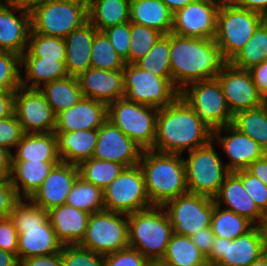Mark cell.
Returning a JSON list of instances; mask_svg holds the SVG:
<instances>
[{
  "mask_svg": "<svg viewBox=\"0 0 267 266\" xmlns=\"http://www.w3.org/2000/svg\"><path fill=\"white\" fill-rule=\"evenodd\" d=\"M97 31L96 27L88 20L64 38L66 45L65 63L70 76L78 77L91 68V50Z\"/></svg>",
  "mask_w": 267,
  "mask_h": 266,
  "instance_id": "484cf974",
  "label": "cell"
},
{
  "mask_svg": "<svg viewBox=\"0 0 267 266\" xmlns=\"http://www.w3.org/2000/svg\"><path fill=\"white\" fill-rule=\"evenodd\" d=\"M169 10L174 14L176 11L187 6L194 0H162Z\"/></svg>",
  "mask_w": 267,
  "mask_h": 266,
  "instance_id": "e7e4bbea",
  "label": "cell"
},
{
  "mask_svg": "<svg viewBox=\"0 0 267 266\" xmlns=\"http://www.w3.org/2000/svg\"><path fill=\"white\" fill-rule=\"evenodd\" d=\"M213 143L211 140L207 145L187 152L188 158H183L188 192L211 199L217 196L229 173Z\"/></svg>",
  "mask_w": 267,
  "mask_h": 266,
  "instance_id": "ba28073f",
  "label": "cell"
},
{
  "mask_svg": "<svg viewBox=\"0 0 267 266\" xmlns=\"http://www.w3.org/2000/svg\"><path fill=\"white\" fill-rule=\"evenodd\" d=\"M226 135H223L222 133ZM212 140L219 143L229 156L230 162L225 166L229 172L247 169L254 161L266 153L253 139L236 129L232 124L212 131Z\"/></svg>",
  "mask_w": 267,
  "mask_h": 266,
  "instance_id": "ffe728a7",
  "label": "cell"
},
{
  "mask_svg": "<svg viewBox=\"0 0 267 266\" xmlns=\"http://www.w3.org/2000/svg\"><path fill=\"white\" fill-rule=\"evenodd\" d=\"M77 80L85 98L103 102L107 106L125 96L123 70L89 68Z\"/></svg>",
  "mask_w": 267,
  "mask_h": 266,
  "instance_id": "7402d4cb",
  "label": "cell"
},
{
  "mask_svg": "<svg viewBox=\"0 0 267 266\" xmlns=\"http://www.w3.org/2000/svg\"><path fill=\"white\" fill-rule=\"evenodd\" d=\"M215 204L245 217L254 226H265L267 217L258 209L253 199L245 191L241 178L235 172H229L219 193L214 198Z\"/></svg>",
  "mask_w": 267,
  "mask_h": 266,
  "instance_id": "cb8c5ba5",
  "label": "cell"
},
{
  "mask_svg": "<svg viewBox=\"0 0 267 266\" xmlns=\"http://www.w3.org/2000/svg\"><path fill=\"white\" fill-rule=\"evenodd\" d=\"M20 57H39L44 60L65 61L64 38L30 32L27 50Z\"/></svg>",
  "mask_w": 267,
  "mask_h": 266,
  "instance_id": "b9f144b4",
  "label": "cell"
},
{
  "mask_svg": "<svg viewBox=\"0 0 267 266\" xmlns=\"http://www.w3.org/2000/svg\"><path fill=\"white\" fill-rule=\"evenodd\" d=\"M253 226L245 217L216 205L213 199L211 229L215 237L233 240L245 234Z\"/></svg>",
  "mask_w": 267,
  "mask_h": 266,
  "instance_id": "74e56055",
  "label": "cell"
},
{
  "mask_svg": "<svg viewBox=\"0 0 267 266\" xmlns=\"http://www.w3.org/2000/svg\"><path fill=\"white\" fill-rule=\"evenodd\" d=\"M264 61H267V18L229 63L236 68L249 70Z\"/></svg>",
  "mask_w": 267,
  "mask_h": 266,
  "instance_id": "8d00e7d4",
  "label": "cell"
},
{
  "mask_svg": "<svg viewBox=\"0 0 267 266\" xmlns=\"http://www.w3.org/2000/svg\"><path fill=\"white\" fill-rule=\"evenodd\" d=\"M10 218L19 234L17 248L19 262L33 256L61 252L63 245L56 237L48 213L30 199H21L15 205Z\"/></svg>",
  "mask_w": 267,
  "mask_h": 266,
  "instance_id": "277c9868",
  "label": "cell"
},
{
  "mask_svg": "<svg viewBox=\"0 0 267 266\" xmlns=\"http://www.w3.org/2000/svg\"><path fill=\"white\" fill-rule=\"evenodd\" d=\"M123 80L126 99L157 109L170 105L180 95L172 79L155 76L135 64L124 66Z\"/></svg>",
  "mask_w": 267,
  "mask_h": 266,
  "instance_id": "7c38bea8",
  "label": "cell"
},
{
  "mask_svg": "<svg viewBox=\"0 0 267 266\" xmlns=\"http://www.w3.org/2000/svg\"><path fill=\"white\" fill-rule=\"evenodd\" d=\"M15 92H0V120L14 113Z\"/></svg>",
  "mask_w": 267,
  "mask_h": 266,
  "instance_id": "680465c9",
  "label": "cell"
},
{
  "mask_svg": "<svg viewBox=\"0 0 267 266\" xmlns=\"http://www.w3.org/2000/svg\"><path fill=\"white\" fill-rule=\"evenodd\" d=\"M266 252L267 230L255 225L233 240L215 237L206 259L216 266H248Z\"/></svg>",
  "mask_w": 267,
  "mask_h": 266,
  "instance_id": "8fae6325",
  "label": "cell"
},
{
  "mask_svg": "<svg viewBox=\"0 0 267 266\" xmlns=\"http://www.w3.org/2000/svg\"><path fill=\"white\" fill-rule=\"evenodd\" d=\"M24 132L15 113L0 120V146L6 147L12 152L16 147Z\"/></svg>",
  "mask_w": 267,
  "mask_h": 266,
  "instance_id": "f907efd6",
  "label": "cell"
},
{
  "mask_svg": "<svg viewBox=\"0 0 267 266\" xmlns=\"http://www.w3.org/2000/svg\"><path fill=\"white\" fill-rule=\"evenodd\" d=\"M172 234V225L162 206L128 215L129 247L140 251L150 262L162 259Z\"/></svg>",
  "mask_w": 267,
  "mask_h": 266,
  "instance_id": "5b68a950",
  "label": "cell"
},
{
  "mask_svg": "<svg viewBox=\"0 0 267 266\" xmlns=\"http://www.w3.org/2000/svg\"><path fill=\"white\" fill-rule=\"evenodd\" d=\"M214 1H216V2H218V3H220V4H222V3L228 2L229 0H214Z\"/></svg>",
  "mask_w": 267,
  "mask_h": 266,
  "instance_id": "a7ac6f4b",
  "label": "cell"
},
{
  "mask_svg": "<svg viewBox=\"0 0 267 266\" xmlns=\"http://www.w3.org/2000/svg\"><path fill=\"white\" fill-rule=\"evenodd\" d=\"M0 266H20V262L16 254L0 249Z\"/></svg>",
  "mask_w": 267,
  "mask_h": 266,
  "instance_id": "be15d7a7",
  "label": "cell"
},
{
  "mask_svg": "<svg viewBox=\"0 0 267 266\" xmlns=\"http://www.w3.org/2000/svg\"><path fill=\"white\" fill-rule=\"evenodd\" d=\"M30 15L31 32L65 38L88 21V0H43Z\"/></svg>",
  "mask_w": 267,
  "mask_h": 266,
  "instance_id": "8992f818",
  "label": "cell"
},
{
  "mask_svg": "<svg viewBox=\"0 0 267 266\" xmlns=\"http://www.w3.org/2000/svg\"><path fill=\"white\" fill-rule=\"evenodd\" d=\"M190 237L199 251L207 256L215 238L211 227L203 228Z\"/></svg>",
  "mask_w": 267,
  "mask_h": 266,
  "instance_id": "9f6ffc18",
  "label": "cell"
},
{
  "mask_svg": "<svg viewBox=\"0 0 267 266\" xmlns=\"http://www.w3.org/2000/svg\"><path fill=\"white\" fill-rule=\"evenodd\" d=\"M21 200L9 177L0 180V218L10 217L15 205Z\"/></svg>",
  "mask_w": 267,
  "mask_h": 266,
  "instance_id": "816d5d0a",
  "label": "cell"
},
{
  "mask_svg": "<svg viewBox=\"0 0 267 266\" xmlns=\"http://www.w3.org/2000/svg\"><path fill=\"white\" fill-rule=\"evenodd\" d=\"M258 209L267 217V186L247 169L235 172Z\"/></svg>",
  "mask_w": 267,
  "mask_h": 266,
  "instance_id": "7dc6e473",
  "label": "cell"
},
{
  "mask_svg": "<svg viewBox=\"0 0 267 266\" xmlns=\"http://www.w3.org/2000/svg\"><path fill=\"white\" fill-rule=\"evenodd\" d=\"M130 22L153 28L167 35L172 30L173 13L162 0H132Z\"/></svg>",
  "mask_w": 267,
  "mask_h": 266,
  "instance_id": "1f68e13d",
  "label": "cell"
},
{
  "mask_svg": "<svg viewBox=\"0 0 267 266\" xmlns=\"http://www.w3.org/2000/svg\"><path fill=\"white\" fill-rule=\"evenodd\" d=\"M13 153L6 147L0 146V174L3 177H9L12 166Z\"/></svg>",
  "mask_w": 267,
  "mask_h": 266,
  "instance_id": "94428289",
  "label": "cell"
},
{
  "mask_svg": "<svg viewBox=\"0 0 267 266\" xmlns=\"http://www.w3.org/2000/svg\"><path fill=\"white\" fill-rule=\"evenodd\" d=\"M229 61L214 39L182 37L170 33V69L174 86L216 78Z\"/></svg>",
  "mask_w": 267,
  "mask_h": 266,
  "instance_id": "7a4b0ae2",
  "label": "cell"
},
{
  "mask_svg": "<svg viewBox=\"0 0 267 266\" xmlns=\"http://www.w3.org/2000/svg\"><path fill=\"white\" fill-rule=\"evenodd\" d=\"M142 149L108 119L97 129V143L92 158L122 164L138 165Z\"/></svg>",
  "mask_w": 267,
  "mask_h": 266,
  "instance_id": "d6986e66",
  "label": "cell"
},
{
  "mask_svg": "<svg viewBox=\"0 0 267 266\" xmlns=\"http://www.w3.org/2000/svg\"><path fill=\"white\" fill-rule=\"evenodd\" d=\"M18 235L10 217L0 218V249L17 255Z\"/></svg>",
  "mask_w": 267,
  "mask_h": 266,
  "instance_id": "f5cc1de1",
  "label": "cell"
},
{
  "mask_svg": "<svg viewBox=\"0 0 267 266\" xmlns=\"http://www.w3.org/2000/svg\"><path fill=\"white\" fill-rule=\"evenodd\" d=\"M12 161H61L57 136L52 133H24Z\"/></svg>",
  "mask_w": 267,
  "mask_h": 266,
  "instance_id": "f546056e",
  "label": "cell"
},
{
  "mask_svg": "<svg viewBox=\"0 0 267 266\" xmlns=\"http://www.w3.org/2000/svg\"><path fill=\"white\" fill-rule=\"evenodd\" d=\"M149 263L140 251L131 247L104 256V266H148Z\"/></svg>",
  "mask_w": 267,
  "mask_h": 266,
  "instance_id": "681fc988",
  "label": "cell"
},
{
  "mask_svg": "<svg viewBox=\"0 0 267 266\" xmlns=\"http://www.w3.org/2000/svg\"><path fill=\"white\" fill-rule=\"evenodd\" d=\"M172 225L173 233L191 236L197 231L211 227L213 199L185 193L162 206Z\"/></svg>",
  "mask_w": 267,
  "mask_h": 266,
  "instance_id": "9a60e30c",
  "label": "cell"
},
{
  "mask_svg": "<svg viewBox=\"0 0 267 266\" xmlns=\"http://www.w3.org/2000/svg\"><path fill=\"white\" fill-rule=\"evenodd\" d=\"M220 3L194 0L173 14L171 32L182 37L214 39Z\"/></svg>",
  "mask_w": 267,
  "mask_h": 266,
  "instance_id": "e0dca14e",
  "label": "cell"
},
{
  "mask_svg": "<svg viewBox=\"0 0 267 266\" xmlns=\"http://www.w3.org/2000/svg\"><path fill=\"white\" fill-rule=\"evenodd\" d=\"M39 90L44 94L55 115L76 105L84 97L77 77L70 75L48 82Z\"/></svg>",
  "mask_w": 267,
  "mask_h": 266,
  "instance_id": "836d02e7",
  "label": "cell"
},
{
  "mask_svg": "<svg viewBox=\"0 0 267 266\" xmlns=\"http://www.w3.org/2000/svg\"><path fill=\"white\" fill-rule=\"evenodd\" d=\"M248 266H267V252L256 261L250 263Z\"/></svg>",
  "mask_w": 267,
  "mask_h": 266,
  "instance_id": "03108f58",
  "label": "cell"
},
{
  "mask_svg": "<svg viewBox=\"0 0 267 266\" xmlns=\"http://www.w3.org/2000/svg\"><path fill=\"white\" fill-rule=\"evenodd\" d=\"M88 20L98 31L130 22V1L88 0Z\"/></svg>",
  "mask_w": 267,
  "mask_h": 266,
  "instance_id": "d6a6232c",
  "label": "cell"
},
{
  "mask_svg": "<svg viewBox=\"0 0 267 266\" xmlns=\"http://www.w3.org/2000/svg\"><path fill=\"white\" fill-rule=\"evenodd\" d=\"M103 32L109 38L116 52L129 64L130 52V22L111 26Z\"/></svg>",
  "mask_w": 267,
  "mask_h": 266,
  "instance_id": "c3c4849f",
  "label": "cell"
},
{
  "mask_svg": "<svg viewBox=\"0 0 267 266\" xmlns=\"http://www.w3.org/2000/svg\"><path fill=\"white\" fill-rule=\"evenodd\" d=\"M20 266H63L61 252L33 256L20 261Z\"/></svg>",
  "mask_w": 267,
  "mask_h": 266,
  "instance_id": "db71d44e",
  "label": "cell"
},
{
  "mask_svg": "<svg viewBox=\"0 0 267 266\" xmlns=\"http://www.w3.org/2000/svg\"><path fill=\"white\" fill-rule=\"evenodd\" d=\"M14 113L24 133H52L56 115L39 89L20 86L14 96Z\"/></svg>",
  "mask_w": 267,
  "mask_h": 266,
  "instance_id": "2e32d148",
  "label": "cell"
},
{
  "mask_svg": "<svg viewBox=\"0 0 267 266\" xmlns=\"http://www.w3.org/2000/svg\"><path fill=\"white\" fill-rule=\"evenodd\" d=\"M180 95L212 130L232 124L233 115L217 78L193 82Z\"/></svg>",
  "mask_w": 267,
  "mask_h": 266,
  "instance_id": "5bb4252c",
  "label": "cell"
},
{
  "mask_svg": "<svg viewBox=\"0 0 267 266\" xmlns=\"http://www.w3.org/2000/svg\"><path fill=\"white\" fill-rule=\"evenodd\" d=\"M248 71L258 92L265 98L267 96V61L251 67Z\"/></svg>",
  "mask_w": 267,
  "mask_h": 266,
  "instance_id": "11a10c76",
  "label": "cell"
},
{
  "mask_svg": "<svg viewBox=\"0 0 267 266\" xmlns=\"http://www.w3.org/2000/svg\"><path fill=\"white\" fill-rule=\"evenodd\" d=\"M91 68L123 70L126 65L103 31L95 33L91 50Z\"/></svg>",
  "mask_w": 267,
  "mask_h": 266,
  "instance_id": "7bdbcfd3",
  "label": "cell"
},
{
  "mask_svg": "<svg viewBox=\"0 0 267 266\" xmlns=\"http://www.w3.org/2000/svg\"><path fill=\"white\" fill-rule=\"evenodd\" d=\"M138 164L152 206H163L188 192L185 163L180 154L143 150Z\"/></svg>",
  "mask_w": 267,
  "mask_h": 266,
  "instance_id": "3957f363",
  "label": "cell"
},
{
  "mask_svg": "<svg viewBox=\"0 0 267 266\" xmlns=\"http://www.w3.org/2000/svg\"><path fill=\"white\" fill-rule=\"evenodd\" d=\"M42 1L43 0H5L4 2L3 1H0V2L17 7V8L31 11L34 7H36Z\"/></svg>",
  "mask_w": 267,
  "mask_h": 266,
  "instance_id": "6125c7cd",
  "label": "cell"
},
{
  "mask_svg": "<svg viewBox=\"0 0 267 266\" xmlns=\"http://www.w3.org/2000/svg\"><path fill=\"white\" fill-rule=\"evenodd\" d=\"M20 68L25 72L24 78L21 75V86L29 89H39L48 82L69 76L65 61L20 57Z\"/></svg>",
  "mask_w": 267,
  "mask_h": 266,
  "instance_id": "4dcf8cb0",
  "label": "cell"
},
{
  "mask_svg": "<svg viewBox=\"0 0 267 266\" xmlns=\"http://www.w3.org/2000/svg\"><path fill=\"white\" fill-rule=\"evenodd\" d=\"M107 120V105L83 97L76 105L56 115L54 132L98 129Z\"/></svg>",
  "mask_w": 267,
  "mask_h": 266,
  "instance_id": "d4e9b609",
  "label": "cell"
},
{
  "mask_svg": "<svg viewBox=\"0 0 267 266\" xmlns=\"http://www.w3.org/2000/svg\"><path fill=\"white\" fill-rule=\"evenodd\" d=\"M148 266H166V265H164V264L160 263L159 261H157V262H150L148 264Z\"/></svg>",
  "mask_w": 267,
  "mask_h": 266,
  "instance_id": "003e7915",
  "label": "cell"
},
{
  "mask_svg": "<svg viewBox=\"0 0 267 266\" xmlns=\"http://www.w3.org/2000/svg\"><path fill=\"white\" fill-rule=\"evenodd\" d=\"M54 133L57 136L58 155L62 162L78 165L92 158L97 143V129Z\"/></svg>",
  "mask_w": 267,
  "mask_h": 266,
  "instance_id": "f1b7e54d",
  "label": "cell"
},
{
  "mask_svg": "<svg viewBox=\"0 0 267 266\" xmlns=\"http://www.w3.org/2000/svg\"><path fill=\"white\" fill-rule=\"evenodd\" d=\"M79 177L104 190L125 168L122 164L90 158L78 165Z\"/></svg>",
  "mask_w": 267,
  "mask_h": 266,
  "instance_id": "f35d334b",
  "label": "cell"
},
{
  "mask_svg": "<svg viewBox=\"0 0 267 266\" xmlns=\"http://www.w3.org/2000/svg\"><path fill=\"white\" fill-rule=\"evenodd\" d=\"M60 161H12L10 180L21 199H30ZM22 191V192H21ZM22 193V194H21Z\"/></svg>",
  "mask_w": 267,
  "mask_h": 266,
  "instance_id": "83f0119b",
  "label": "cell"
},
{
  "mask_svg": "<svg viewBox=\"0 0 267 266\" xmlns=\"http://www.w3.org/2000/svg\"><path fill=\"white\" fill-rule=\"evenodd\" d=\"M78 245L103 256L129 247L128 215L105 209L90 214Z\"/></svg>",
  "mask_w": 267,
  "mask_h": 266,
  "instance_id": "30bf717a",
  "label": "cell"
},
{
  "mask_svg": "<svg viewBox=\"0 0 267 266\" xmlns=\"http://www.w3.org/2000/svg\"><path fill=\"white\" fill-rule=\"evenodd\" d=\"M160 263L166 266H206V256L199 251L191 237L173 233Z\"/></svg>",
  "mask_w": 267,
  "mask_h": 266,
  "instance_id": "e575fe53",
  "label": "cell"
},
{
  "mask_svg": "<svg viewBox=\"0 0 267 266\" xmlns=\"http://www.w3.org/2000/svg\"><path fill=\"white\" fill-rule=\"evenodd\" d=\"M104 209L132 214L151 207L143 172L138 165L126 167L104 190Z\"/></svg>",
  "mask_w": 267,
  "mask_h": 266,
  "instance_id": "4fadbf2b",
  "label": "cell"
},
{
  "mask_svg": "<svg viewBox=\"0 0 267 266\" xmlns=\"http://www.w3.org/2000/svg\"><path fill=\"white\" fill-rule=\"evenodd\" d=\"M66 204L89 214L104 210L103 190L78 177L70 190Z\"/></svg>",
  "mask_w": 267,
  "mask_h": 266,
  "instance_id": "ab89813d",
  "label": "cell"
},
{
  "mask_svg": "<svg viewBox=\"0 0 267 266\" xmlns=\"http://www.w3.org/2000/svg\"><path fill=\"white\" fill-rule=\"evenodd\" d=\"M63 266H104V256L85 249L78 244L63 245Z\"/></svg>",
  "mask_w": 267,
  "mask_h": 266,
  "instance_id": "bcb514c9",
  "label": "cell"
},
{
  "mask_svg": "<svg viewBox=\"0 0 267 266\" xmlns=\"http://www.w3.org/2000/svg\"><path fill=\"white\" fill-rule=\"evenodd\" d=\"M212 129L179 95L170 105L158 109L152 150L180 154L207 145Z\"/></svg>",
  "mask_w": 267,
  "mask_h": 266,
  "instance_id": "6da1fadb",
  "label": "cell"
},
{
  "mask_svg": "<svg viewBox=\"0 0 267 266\" xmlns=\"http://www.w3.org/2000/svg\"><path fill=\"white\" fill-rule=\"evenodd\" d=\"M30 32V11L0 2V51L21 56L27 50Z\"/></svg>",
  "mask_w": 267,
  "mask_h": 266,
  "instance_id": "603a6c76",
  "label": "cell"
},
{
  "mask_svg": "<svg viewBox=\"0 0 267 266\" xmlns=\"http://www.w3.org/2000/svg\"><path fill=\"white\" fill-rule=\"evenodd\" d=\"M265 19L260 13L235 6L229 1L220 4L214 40L228 61L244 47Z\"/></svg>",
  "mask_w": 267,
  "mask_h": 266,
  "instance_id": "52a82bcc",
  "label": "cell"
},
{
  "mask_svg": "<svg viewBox=\"0 0 267 266\" xmlns=\"http://www.w3.org/2000/svg\"><path fill=\"white\" fill-rule=\"evenodd\" d=\"M78 177L77 165L60 161L53 167L30 200L46 212L63 205Z\"/></svg>",
  "mask_w": 267,
  "mask_h": 266,
  "instance_id": "44dd1931",
  "label": "cell"
},
{
  "mask_svg": "<svg viewBox=\"0 0 267 266\" xmlns=\"http://www.w3.org/2000/svg\"><path fill=\"white\" fill-rule=\"evenodd\" d=\"M216 78L232 115L264 104V98L258 92L248 70L236 68L229 63Z\"/></svg>",
  "mask_w": 267,
  "mask_h": 266,
  "instance_id": "ac0fdd59",
  "label": "cell"
},
{
  "mask_svg": "<svg viewBox=\"0 0 267 266\" xmlns=\"http://www.w3.org/2000/svg\"><path fill=\"white\" fill-rule=\"evenodd\" d=\"M158 109L119 98L107 106V119L142 150H151L156 135Z\"/></svg>",
  "mask_w": 267,
  "mask_h": 266,
  "instance_id": "9c48e42d",
  "label": "cell"
},
{
  "mask_svg": "<svg viewBox=\"0 0 267 266\" xmlns=\"http://www.w3.org/2000/svg\"><path fill=\"white\" fill-rule=\"evenodd\" d=\"M20 56L0 51V92H16L21 86Z\"/></svg>",
  "mask_w": 267,
  "mask_h": 266,
  "instance_id": "f6af8a7d",
  "label": "cell"
},
{
  "mask_svg": "<svg viewBox=\"0 0 267 266\" xmlns=\"http://www.w3.org/2000/svg\"><path fill=\"white\" fill-rule=\"evenodd\" d=\"M162 35L153 28L130 22L129 64H135L144 57Z\"/></svg>",
  "mask_w": 267,
  "mask_h": 266,
  "instance_id": "ee69618b",
  "label": "cell"
},
{
  "mask_svg": "<svg viewBox=\"0 0 267 266\" xmlns=\"http://www.w3.org/2000/svg\"><path fill=\"white\" fill-rule=\"evenodd\" d=\"M155 76L172 79L170 69V33L162 35L150 51L135 63Z\"/></svg>",
  "mask_w": 267,
  "mask_h": 266,
  "instance_id": "60d3db41",
  "label": "cell"
},
{
  "mask_svg": "<svg viewBox=\"0 0 267 266\" xmlns=\"http://www.w3.org/2000/svg\"><path fill=\"white\" fill-rule=\"evenodd\" d=\"M232 125L257 142L267 153V104L235 113Z\"/></svg>",
  "mask_w": 267,
  "mask_h": 266,
  "instance_id": "d590c367",
  "label": "cell"
},
{
  "mask_svg": "<svg viewBox=\"0 0 267 266\" xmlns=\"http://www.w3.org/2000/svg\"><path fill=\"white\" fill-rule=\"evenodd\" d=\"M264 103L267 104V96L264 98Z\"/></svg>",
  "mask_w": 267,
  "mask_h": 266,
  "instance_id": "89a4df30",
  "label": "cell"
},
{
  "mask_svg": "<svg viewBox=\"0 0 267 266\" xmlns=\"http://www.w3.org/2000/svg\"><path fill=\"white\" fill-rule=\"evenodd\" d=\"M233 5L260 13L267 18V0H229Z\"/></svg>",
  "mask_w": 267,
  "mask_h": 266,
  "instance_id": "6f0895ef",
  "label": "cell"
},
{
  "mask_svg": "<svg viewBox=\"0 0 267 266\" xmlns=\"http://www.w3.org/2000/svg\"><path fill=\"white\" fill-rule=\"evenodd\" d=\"M48 219L62 245L79 244L83 239L90 214L66 203L47 211Z\"/></svg>",
  "mask_w": 267,
  "mask_h": 266,
  "instance_id": "4316f807",
  "label": "cell"
},
{
  "mask_svg": "<svg viewBox=\"0 0 267 266\" xmlns=\"http://www.w3.org/2000/svg\"><path fill=\"white\" fill-rule=\"evenodd\" d=\"M247 170L267 186V153L262 158L251 163Z\"/></svg>",
  "mask_w": 267,
  "mask_h": 266,
  "instance_id": "91938a15",
  "label": "cell"
}]
</instances>
